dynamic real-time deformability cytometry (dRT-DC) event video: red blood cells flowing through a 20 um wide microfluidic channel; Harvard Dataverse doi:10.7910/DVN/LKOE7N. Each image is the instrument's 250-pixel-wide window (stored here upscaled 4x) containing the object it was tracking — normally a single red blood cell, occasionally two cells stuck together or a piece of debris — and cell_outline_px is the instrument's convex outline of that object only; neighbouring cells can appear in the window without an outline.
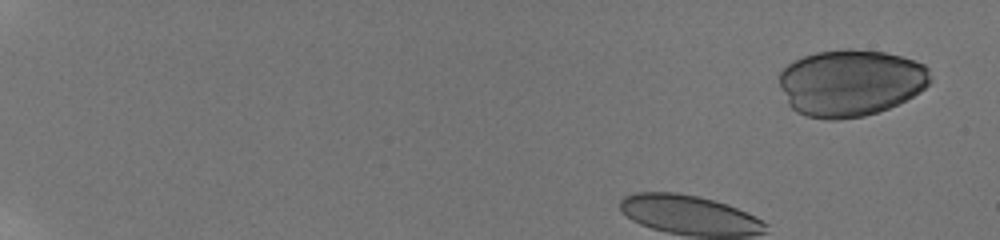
{"species": "human", "species_latin": "Homo sapiens", "temperature_condition": "room temperature", "stored_images_in_passage": 21, "camera_frame_rate_fps": 3000, "um_per_image_px": 0.085, "donor": {"sex": "male"}, "frame": {"image": 1, "passage_image": 1, "time_ms": 0.0, "image_size_px": [1000, 240], "cell_outline_px": [[932, 80], [920, 92], [888, 108], [864, 116], [836, 120], [828, 120], [804, 116], [796, 112], [788, 104], [780, 88], [780, 72], [788, 64], [804, 56], [816, 52], [848, 48], [852, 48], [884, 52], [900, 56], [924, 64], [928, 68]], "centroid_in_image_um": [72.29, 7.04], "position_along_channel_um": 12.7, "area_um2": 58.9}}
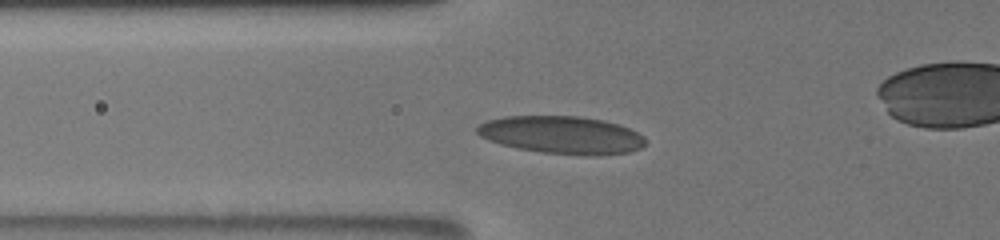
{"frame": {"image": 2, "passage_image": 15, "time_ms": 5.0, "image_size_px": [1000, 240], "cell_outline_px": [[644, 144], [640, 148], [628, 152], [600, 156], [588, 156], [544, 152], [516, 148], [500, 144], [488, 140], [480, 136], [476, 132], [476, 128], [480, 124], [488, 120], [504, 116], [580, 116], [604, 120], [628, 128], [644, 136]], "centroid_in_image_um": [47.73, 11.47], "position_along_channel_um": 78.1, "area_um2": 36.99}}